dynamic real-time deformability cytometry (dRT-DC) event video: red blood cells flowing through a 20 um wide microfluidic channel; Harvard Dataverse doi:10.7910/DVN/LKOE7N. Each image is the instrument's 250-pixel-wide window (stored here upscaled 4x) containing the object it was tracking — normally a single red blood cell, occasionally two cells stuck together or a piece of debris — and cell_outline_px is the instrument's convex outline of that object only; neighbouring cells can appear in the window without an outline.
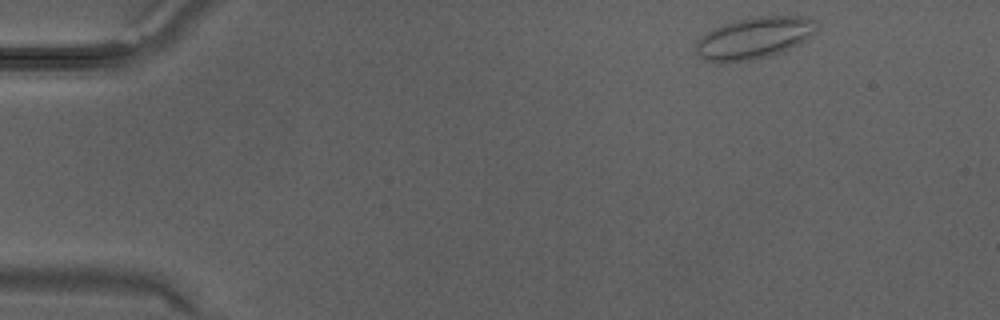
{"species": "Egyptian fruit bat (a non-hibernating species)", "species_latin": "Rousettus aegyptiacus", "temperature_condition": "warm", "stored_images_in_passage": 30, "camera_frame_rate_fps": 3000, "um_per_image_px": 0.085, "animal": {"sex": "male"}, "frame": {"image": 1, "passage_image": 1, "time_ms": 0.0, "image_size_px": [1000, 320], "cell_outline_px": [[816, 32], [804, 40], [780, 52], [768, 56], [752, 60], [720, 64], [716, 64], [704, 60], [696, 52], [696, 40], [708, 32], [724, 24], [740, 20], [760, 16], [800, 16], [816, 20]], "centroid_in_image_um": [64.06, 3.26], "position_along_channel_um": 20.9, "area_um2": 29.07}}
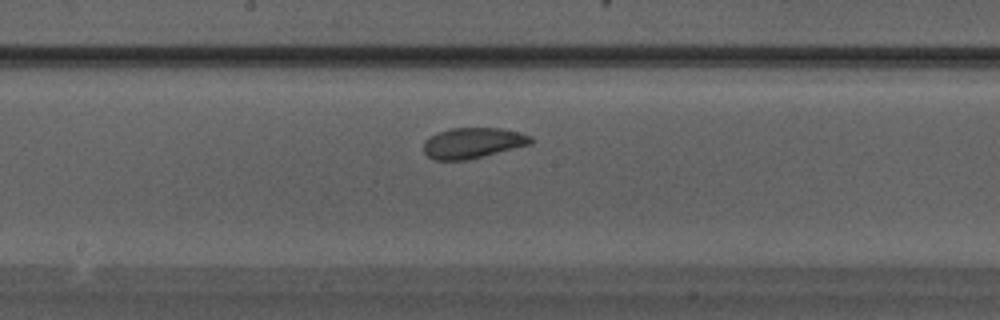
{"frame": {"image": 2, "passage_image": 15, "time_ms": 4.667, "image_size_px": [1000, 320], "cell_outline_px": [[536, 140], [532, 144], [468, 160], [436, 160], [428, 156], [424, 152], [424, 140], [440, 132], [452, 128], [500, 128], [520, 132], [532, 136]], "centroid_in_image_um": [40.25, 12.15], "position_along_channel_um": 207.9, "area_um2": 19.19}}
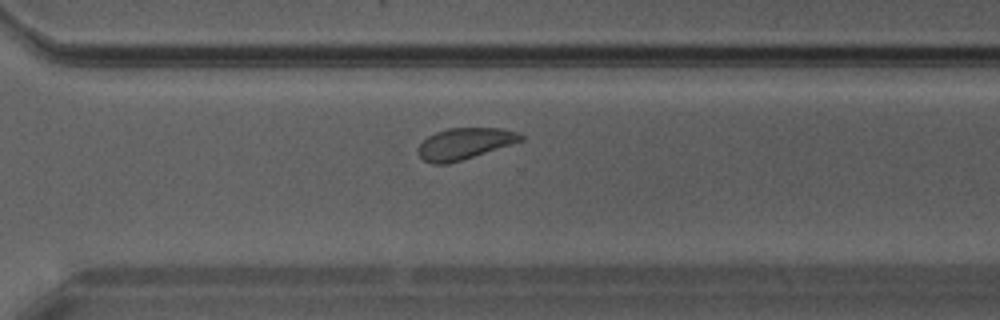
{"frame": {"image": 3, "passage_image": 21, "time_ms": 6.667, "image_size_px": [1000, 320], "cell_outline_px": [[524, 140], [512, 144], [448, 164], [432, 164], [424, 160], [420, 156], [416, 148], [428, 136], [436, 132], [448, 128], [500, 128], [516, 132], [524, 136]], "centroid_in_image_um": [39.47, 12.21], "position_along_channel_um": 331.1, "area_um2": 18.61}}